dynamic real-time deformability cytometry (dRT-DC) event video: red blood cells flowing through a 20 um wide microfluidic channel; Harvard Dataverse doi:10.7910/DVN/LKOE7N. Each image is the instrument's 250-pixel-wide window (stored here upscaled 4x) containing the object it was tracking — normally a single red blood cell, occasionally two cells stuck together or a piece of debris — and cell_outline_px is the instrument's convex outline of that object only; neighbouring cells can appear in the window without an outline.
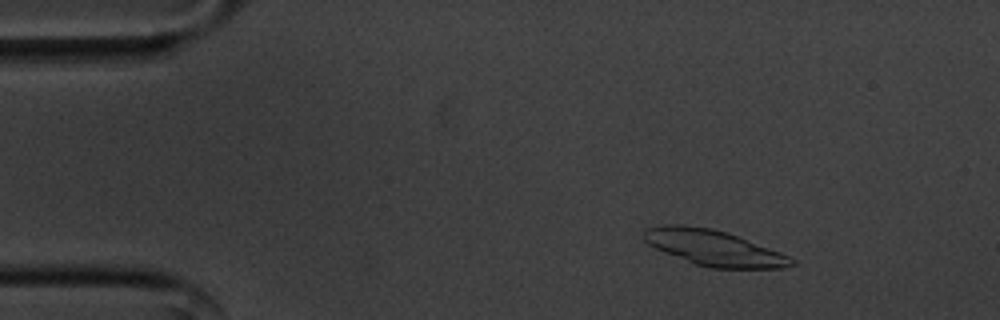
{"species": "common noctule bat (a hibernating species)", "species_latin": "Nyctalus noctula", "temperature_condition": "cold", "stored_images_in_passage": 55, "segment_of_instrument_passage": [1, 2], "camera_frame_rate_fps": 3000, "um_per_image_px": 0.085, "animal": {"sex": "male", "body_mass_g": 20.1, "forearm_length_mm": 53.5}, "frame": {"image": 1, "passage_image": 8, "time_ms": 2.333, "image_size_px": [1000, 320], "cell_outline_px": [[796, 264], [784, 268], [712, 268], [696, 264], [664, 252], [648, 244], [644, 240], [644, 232], [648, 228], [668, 224], [680, 224], [712, 228], [728, 232], [780, 252], [796, 260]], "centroid_in_image_um": [60.7, 21.06], "position_along_channel_um": 24.3, "area_um2": 30.46}}